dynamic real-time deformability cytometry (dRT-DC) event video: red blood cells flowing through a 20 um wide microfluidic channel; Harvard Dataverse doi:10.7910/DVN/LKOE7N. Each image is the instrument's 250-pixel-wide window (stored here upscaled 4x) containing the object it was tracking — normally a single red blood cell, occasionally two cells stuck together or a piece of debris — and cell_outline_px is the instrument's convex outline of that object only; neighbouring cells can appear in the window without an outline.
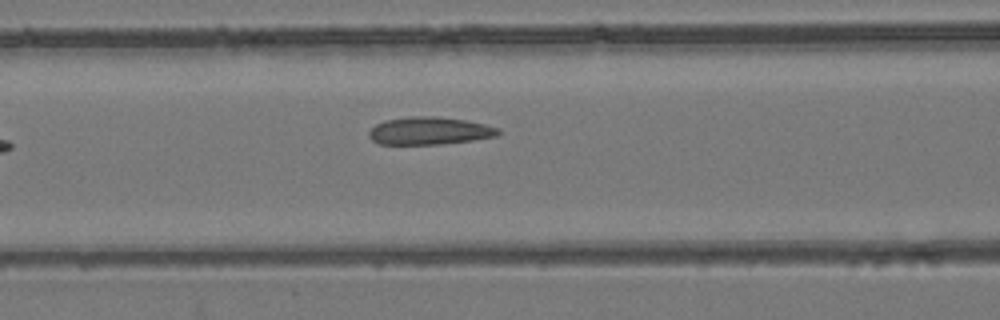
{"species": "common noctule bat (a hibernating species)", "species_latin": "Nyctalus noctula", "temperature_condition": "room temperature", "stored_images_in_passage": 5, "camera_frame_rate_fps": 3000, "um_per_image_px": 0.085, "animal": {"sex": "female", "body_mass_g": 24.6, "forearm_length_mm": 56.2}, "frame": {"image": 1, "passage_image": 5, "time_ms": 5.0, "image_size_px": [1000, 320], "cell_outline_px": [[500, 132], [496, 136], [472, 140], [440, 144], [380, 144], [372, 140], [368, 136], [368, 132], [376, 124], [384, 120], [408, 116], [436, 116], [468, 120], [500, 128]], "centroid_in_image_um": [36.49, 11.11], "position_along_channel_um": 130.1, "area_um2": 20.92}}